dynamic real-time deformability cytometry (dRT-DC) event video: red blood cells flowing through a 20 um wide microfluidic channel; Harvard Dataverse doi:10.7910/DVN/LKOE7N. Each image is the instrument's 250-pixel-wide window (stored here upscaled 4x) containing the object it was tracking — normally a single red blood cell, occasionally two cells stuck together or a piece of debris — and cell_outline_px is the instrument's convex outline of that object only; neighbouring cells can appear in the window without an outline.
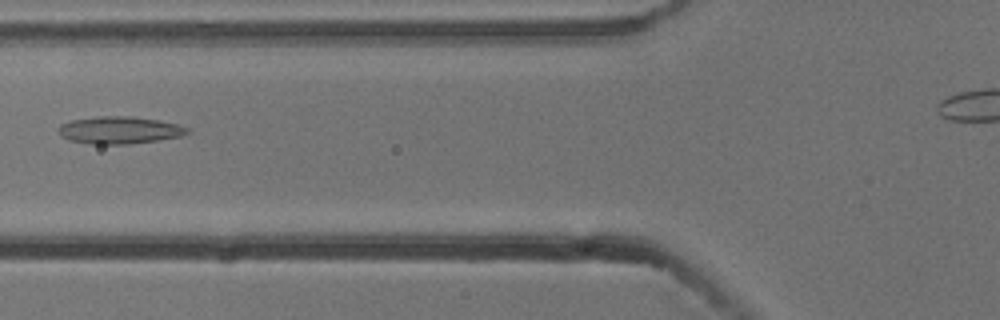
{"species": "common noctule bat (a hibernating species)", "species_latin": "Nyctalus noctula", "temperature_condition": "cold", "stored_images_in_passage": 4, "camera_frame_rate_fps": 3000, "um_per_image_px": 0.085, "animal": {"sex": "male", "body_mass_g": 13.3}, "frame": {"image": 1, "passage_image": 3, "time_ms": 0.667, "image_size_px": [1000, 320], "cell_outline_px": [[192, 132], [180, 136], [156, 140], [128, 144], [92, 144], [68, 140], [60, 136], [56, 132], [56, 128], [60, 124], [68, 120], [96, 116], [132, 116], [160, 120], [180, 124], [188, 128]], "centroid_in_image_um": [10.1, 11.05], "position_along_channel_um": 115.7, "area_um2": 20.92}}
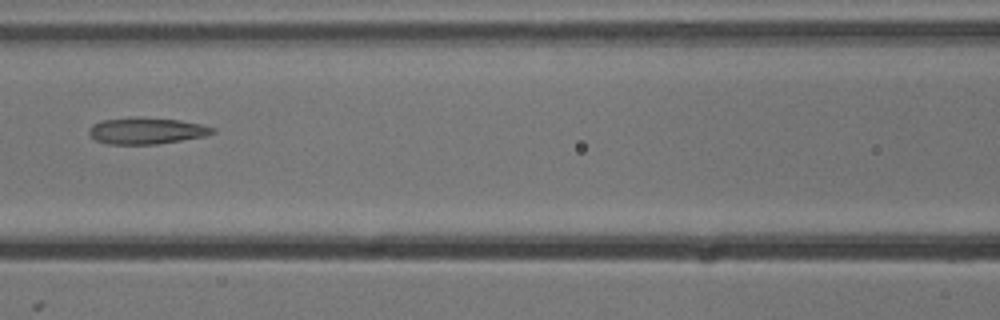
{"frame": {"image": 2, "passage_image": 4, "time_ms": 1.0, "image_size_px": [1000, 320], "cell_outline_px": [[216, 132], [204, 136], [156, 144], [108, 144], [96, 140], [88, 132], [88, 128], [92, 124], [104, 120], [128, 116], [140, 116], [180, 120], [200, 124], [216, 128]], "centroid_in_image_um": [12.43, 11.09], "position_along_channel_um": 154.2, "area_um2": 19.25}}